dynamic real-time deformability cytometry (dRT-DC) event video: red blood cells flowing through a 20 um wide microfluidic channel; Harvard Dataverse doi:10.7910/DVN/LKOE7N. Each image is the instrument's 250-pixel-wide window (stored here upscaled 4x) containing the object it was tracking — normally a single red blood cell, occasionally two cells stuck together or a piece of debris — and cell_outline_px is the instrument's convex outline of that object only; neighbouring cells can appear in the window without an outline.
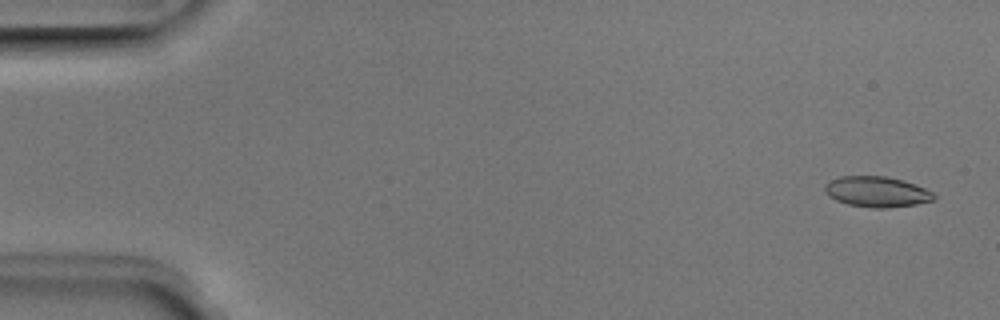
{"species": "Egyptian fruit bat (a non-hibernating species)", "species_latin": "Rousettus aegyptiacus", "temperature_condition": "room temperature", "stored_images_in_passage": 7, "camera_frame_rate_fps": 3000, "um_per_image_px": 0.085, "animal": {"sex": "male"}, "frame": {"image": 1, "passage_image": 1, "time_ms": 0.0, "image_size_px": [1000, 320], "cell_outline_px": [[936, 196], [932, 200], [916, 204], [888, 208], [872, 208], [848, 204], [836, 200], [828, 196], [824, 192], [824, 184], [840, 176], [884, 176], [900, 180], [924, 188], [932, 192]], "centroid_in_image_um": [74.47, 16.31], "position_along_channel_um": 10.5, "area_um2": 19.25}}
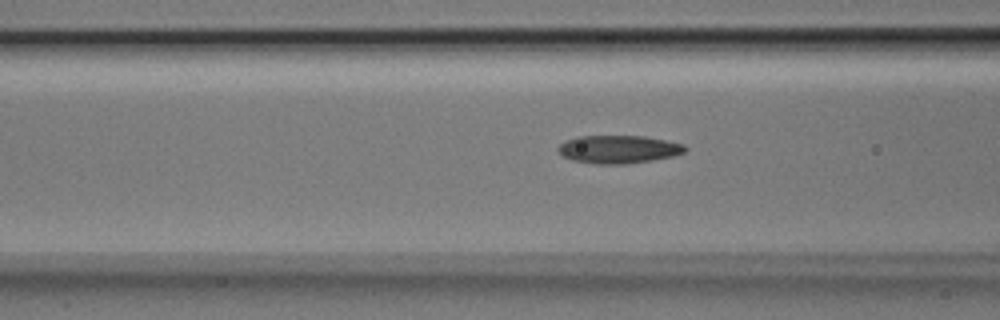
{"frame": {"image": 2, "passage_image": 7, "time_ms": 2.0, "image_size_px": [1000, 320], "cell_outline_px": [[688, 148], [684, 152], [672, 156], [652, 160], [628, 164], [596, 164], [572, 160], [564, 156], [556, 148], [564, 140], [576, 136], [644, 136], [684, 144]], "centroid_in_image_um": [52.55, 12.69], "position_along_channel_um": 114.0, "area_um2": 20.75}}